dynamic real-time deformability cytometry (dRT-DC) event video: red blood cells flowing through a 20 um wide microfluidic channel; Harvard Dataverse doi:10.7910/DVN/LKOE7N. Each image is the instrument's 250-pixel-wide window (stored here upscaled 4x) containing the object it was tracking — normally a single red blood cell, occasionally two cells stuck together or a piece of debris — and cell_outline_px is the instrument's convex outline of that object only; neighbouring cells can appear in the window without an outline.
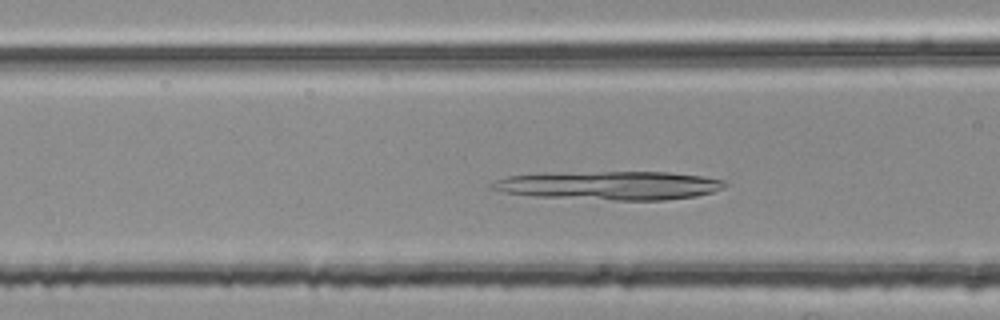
{"species": "common noctule bat (a hibernating species)", "species_latin": "Nyctalus noctula", "temperature_condition": "room temperature", "stored_images_in_passage": 47, "camera_frame_rate_fps": 3000, "um_per_image_px": 0.085, "animal": {"sex": "female", "body_mass_g": 25.1}, "frame": {"image": 1, "passage_image": 18, "time_ms": 5.667, "image_size_px": [1000, 320], "cell_outline_px": [[728, 184], [724, 188], [712, 192], [696, 196], [664, 200], [612, 200], [532, 196], [504, 192], [488, 188], [488, 184], [496, 180], [508, 176], [540, 172], [668, 172], [700, 176], [724, 180]], "centroid_in_image_um": [51.75, 15.75], "position_along_channel_um": 114.8, "area_um2": 39.25}}
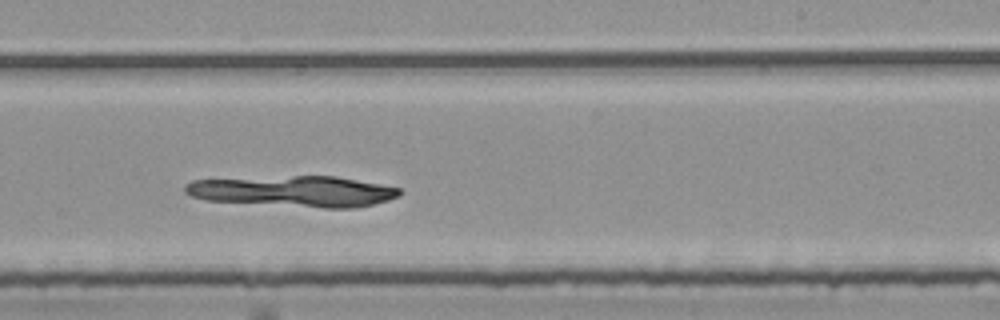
{"frame": {"image": 2, "passage_image": 30, "time_ms": 9.667, "image_size_px": [1000, 320], "cell_outline_px": [[404, 192], [400, 196], [388, 200], [356, 208], [324, 208], [204, 200], [192, 196], [184, 192], [184, 184], [192, 180], [292, 176], [336, 176], [380, 184], [400, 188]], "centroid_in_image_um": [24.98, 16.26], "position_along_channel_um": 264.0, "area_um2": 38.61}}
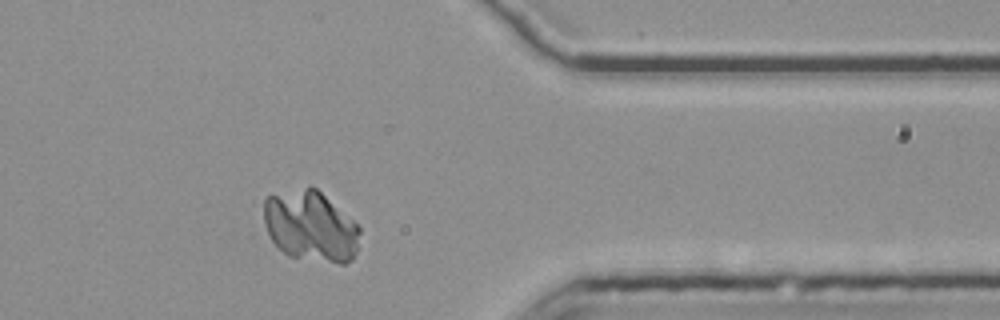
{"frame": {"image": 3, "passage_image": 41, "time_ms": 13.333, "image_size_px": [1000, 320], "cell_outline_px": [[360, 232], [356, 252], [352, 260], [344, 264], [340, 264], [288, 256], [272, 240], [264, 224], [264, 196], [268, 192], [308, 184], [312, 184], [352, 220], [360, 228]], "centroid_in_image_um": [26.35, 19.16], "position_along_channel_um": 385.1, "area_um2": 40.34}}